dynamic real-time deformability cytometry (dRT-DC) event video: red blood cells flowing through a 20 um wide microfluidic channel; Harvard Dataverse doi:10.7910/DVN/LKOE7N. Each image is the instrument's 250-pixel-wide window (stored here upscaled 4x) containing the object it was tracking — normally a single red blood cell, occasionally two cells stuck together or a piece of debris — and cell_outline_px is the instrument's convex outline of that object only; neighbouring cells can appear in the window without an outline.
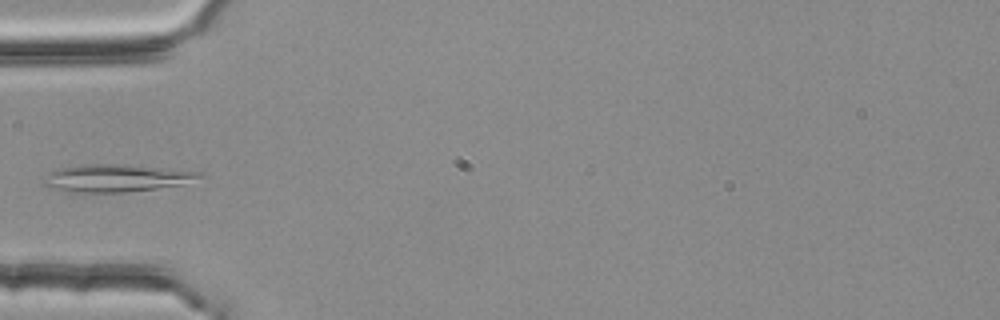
{"species": "common noctule bat (a hibernating species)", "species_latin": "Nyctalus noctula", "temperature_condition": "room temperature", "stored_images_in_passage": 2, "camera_frame_rate_fps": 3000, "um_per_image_px": 0.085, "animal": {"sex": "female", "body_mass_g": 25.1}, "frame": {"image": 1, "passage_image": 2, "time_ms": 0.333, "image_size_px": [1000, 320], "cell_outline_px": [[204, 176], [184, 184], [156, 188], [124, 192], [64, 192], [48, 188], [40, 184], [40, 180], [48, 172], [56, 168], [80, 164], [128, 164], [200, 172]], "centroid_in_image_um": [9.73, 15.13], "position_along_channel_um": 75.3, "area_um2": 25.43}}